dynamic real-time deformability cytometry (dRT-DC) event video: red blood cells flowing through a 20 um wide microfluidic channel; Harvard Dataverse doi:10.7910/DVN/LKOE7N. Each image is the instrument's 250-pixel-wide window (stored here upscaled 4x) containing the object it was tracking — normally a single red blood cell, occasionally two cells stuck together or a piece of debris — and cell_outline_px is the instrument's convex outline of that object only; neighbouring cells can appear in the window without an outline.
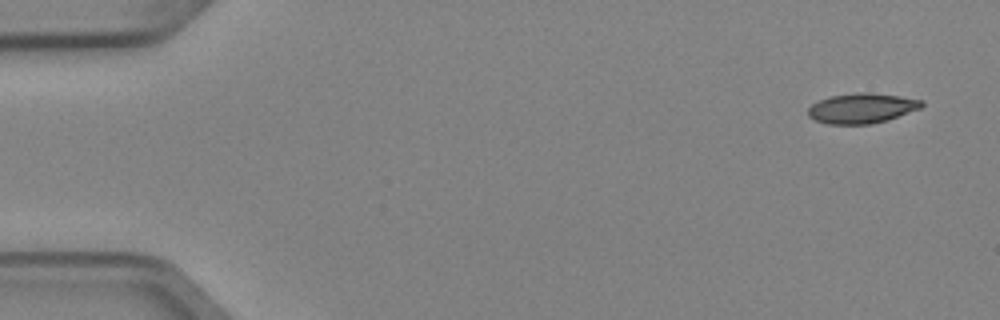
{"species": "Egyptian fruit bat (a non-hibernating species)", "species_latin": "Rousettus aegyptiacus", "temperature_condition": "cold", "stored_images_in_passage": 4, "camera_frame_rate_fps": 3000, "um_per_image_px": 0.085, "animal": {"sex": "female"}, "frame": {"image": 1, "passage_image": 1, "time_ms": 0.0, "image_size_px": [1000, 320], "cell_outline_px": [[924, 104], [920, 108], [888, 120], [872, 124], [828, 124], [816, 120], [808, 116], [808, 108], [812, 104], [820, 100], [832, 96], [856, 92], [868, 92], [900, 96], [924, 100]], "centroid_in_image_um": [73.27, 9.2], "position_along_channel_um": 11.7, "area_um2": 19.88}}
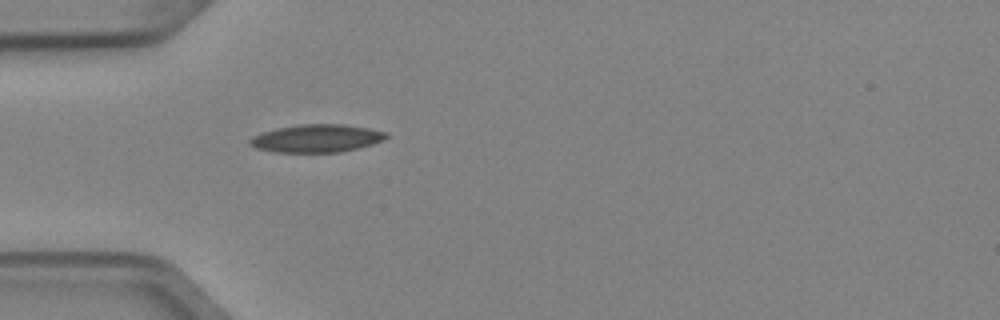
{"frame": {"image": 2, "passage_image": 4, "time_ms": 1.0, "image_size_px": [1000, 320], "cell_outline_px": [[388, 136], [384, 140], [372, 144], [340, 152], [272, 152], [256, 148], [248, 144], [248, 140], [252, 136], [276, 128], [300, 124], [344, 124], [368, 128], [388, 132]], "centroid_in_image_um": [26.9, 11.76], "position_along_channel_um": 58.1, "area_um2": 22.2}}